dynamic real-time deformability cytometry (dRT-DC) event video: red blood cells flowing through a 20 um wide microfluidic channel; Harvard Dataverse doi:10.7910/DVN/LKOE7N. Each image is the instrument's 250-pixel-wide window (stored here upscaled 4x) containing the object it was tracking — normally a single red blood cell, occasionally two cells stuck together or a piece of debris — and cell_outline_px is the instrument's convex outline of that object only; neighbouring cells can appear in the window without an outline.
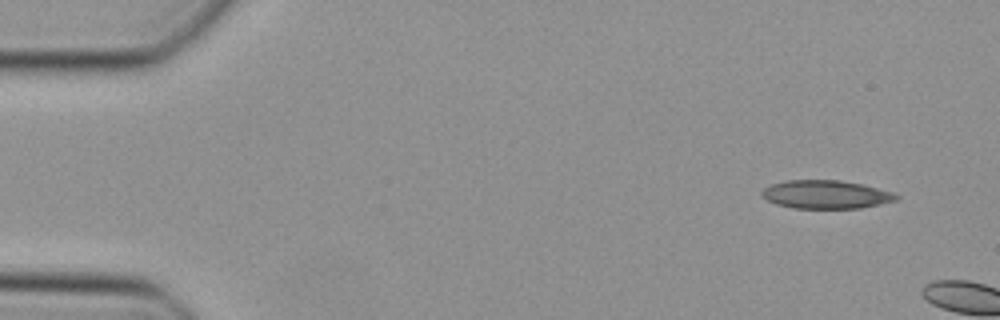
{"species": "Egyptian fruit bat (a non-hibernating species)", "species_latin": "Rousettus aegyptiacus", "temperature_condition": "cold", "stored_images_in_passage": 4, "camera_frame_rate_fps": 3000, "um_per_image_px": 0.085, "animal": {"sex": "female"}, "frame": {"image": 1, "passage_image": 1, "time_ms": 0.0, "image_size_px": [1000, 320], "cell_outline_px": [[900, 196], [896, 200], [880, 204], [860, 208], [792, 208], [776, 204], [760, 196], [760, 192], [764, 188], [772, 184], [788, 180], [840, 180], [864, 184], [892, 192]], "centroid_in_image_um": [70.19, 16.53], "position_along_channel_um": 14.8, "area_um2": 22.25}}